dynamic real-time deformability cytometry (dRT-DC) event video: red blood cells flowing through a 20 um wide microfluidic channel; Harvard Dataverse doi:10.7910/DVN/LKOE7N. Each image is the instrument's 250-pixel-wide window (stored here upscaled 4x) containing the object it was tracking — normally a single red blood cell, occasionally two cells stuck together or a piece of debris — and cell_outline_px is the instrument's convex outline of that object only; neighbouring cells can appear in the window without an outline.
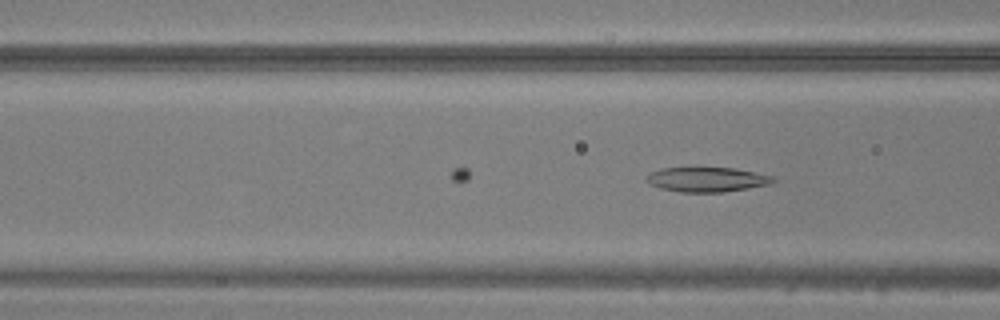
{"species": "common noctule bat (a hibernating species)", "species_latin": "Nyctalus noctula", "temperature_condition": "warm", "stored_images_in_passage": 19, "camera_frame_rate_fps": 3000, "um_per_image_px": 0.085, "animal": {"sex": "male", "body_mass_g": 20.5, "forearm_length_mm": 52.5}, "frame": {"image": 1, "passage_image": 19, "time_ms": 6.0, "image_size_px": [1000, 320], "cell_outline_px": [[776, 180], [772, 184], [724, 192], [680, 192], [660, 188], [648, 184], [648, 176], [652, 172], [660, 168], [736, 168], [772, 176]], "centroid_in_image_um": [60.12, 15.26], "position_along_channel_um": 106.5, "area_um2": 18.09}}